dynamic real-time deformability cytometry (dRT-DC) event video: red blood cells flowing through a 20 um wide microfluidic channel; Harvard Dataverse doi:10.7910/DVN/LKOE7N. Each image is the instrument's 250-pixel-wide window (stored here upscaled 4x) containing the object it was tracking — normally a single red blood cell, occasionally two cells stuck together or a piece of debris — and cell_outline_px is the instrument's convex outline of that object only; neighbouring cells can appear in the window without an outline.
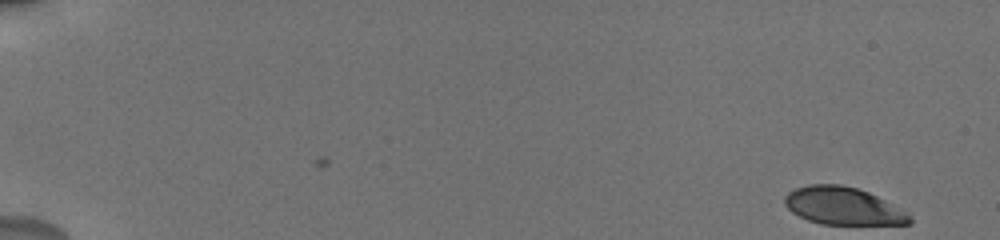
{"species": "human", "species_latin": "Homo sapiens", "temperature_condition": "cold", "stored_images_in_passage": 19, "camera_frame_rate_fps": 3000, "um_per_image_px": 0.085, "donor": {"sex": "male"}, "frame": {"image": 1, "passage_image": 1, "time_ms": 0.0, "image_size_px": [1000, 240], "cell_outline_px": [[912, 224], [820, 224], [808, 220], [792, 212], [784, 204], [784, 196], [788, 192], [796, 188], [808, 184], [840, 184], [856, 188], [868, 192], [908, 212], [912, 220]], "centroid_in_image_um": [71.65, 17.51], "position_along_channel_um": 13.4, "area_um2": 27.28}}
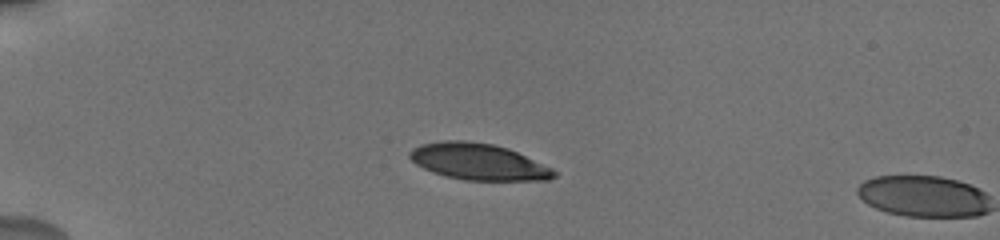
{"frame": {"image": 2, "passage_image": 17, "time_ms": 4.333, "image_size_px": [1000, 240], "cell_outline_px": [[560, 172], [556, 176], [548, 180], [464, 180], [432, 172], [416, 164], [408, 156], [408, 152], [412, 148], [420, 144], [444, 140], [464, 140], [492, 144], [508, 148], [552, 168]], "centroid_in_image_um": [40.66, 13.74], "position_along_channel_um": 44.3, "area_um2": 30.63}}